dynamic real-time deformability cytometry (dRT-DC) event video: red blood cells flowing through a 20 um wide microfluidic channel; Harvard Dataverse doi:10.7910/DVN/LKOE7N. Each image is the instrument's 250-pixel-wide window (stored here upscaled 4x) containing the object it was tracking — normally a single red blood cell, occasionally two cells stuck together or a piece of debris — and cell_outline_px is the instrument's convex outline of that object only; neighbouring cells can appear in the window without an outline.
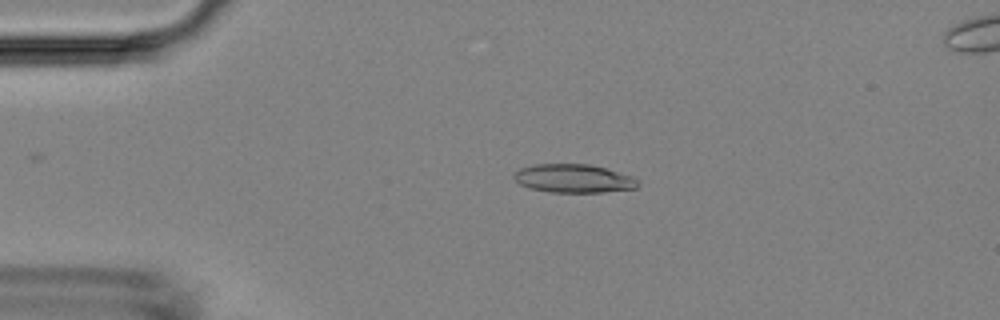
{"species": "Egyptian fruit bat (a non-hibernating species)", "species_latin": "Rousettus aegyptiacus", "temperature_condition": "room temperature", "stored_images_in_passage": 5, "camera_frame_rate_fps": 3000, "um_per_image_px": 0.085, "animal": {"sex": "female"}, "frame": {"image": 1, "passage_image": 3, "time_ms": 2.333, "image_size_px": [1000, 320], "cell_outline_px": [[640, 184], [636, 188], [604, 192], [548, 192], [532, 188], [520, 184], [512, 176], [520, 168], [532, 164], [588, 164], [604, 168], [632, 176], [640, 180]], "centroid_in_image_um": [48.77, 15.17], "position_along_channel_um": 36.2, "area_um2": 20.52}}